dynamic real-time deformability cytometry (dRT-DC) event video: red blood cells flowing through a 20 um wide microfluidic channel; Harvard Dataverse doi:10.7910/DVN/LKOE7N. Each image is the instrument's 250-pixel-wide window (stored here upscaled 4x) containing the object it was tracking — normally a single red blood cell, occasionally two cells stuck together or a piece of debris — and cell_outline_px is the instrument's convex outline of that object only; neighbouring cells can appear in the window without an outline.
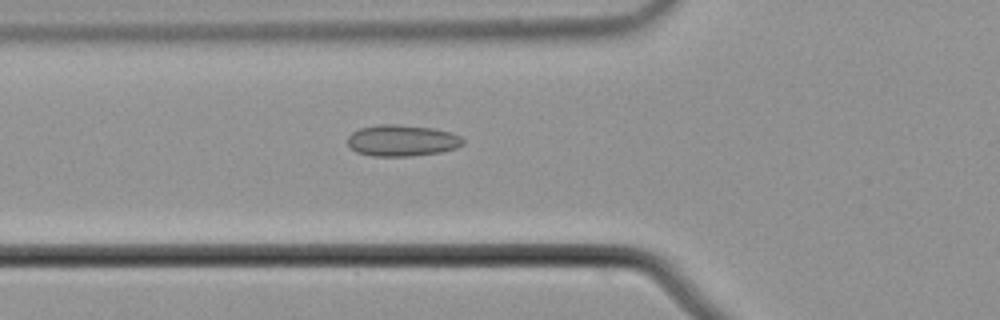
{"species": "common noctule bat (a hibernating species)", "species_latin": "Nyctalus noctula", "temperature_condition": "cold", "stored_images_in_passage": 55, "camera_frame_rate_fps": 3000, "um_per_image_px": 0.085, "animal": {"sex": "male", "body_mass_g": 21.5, "forearm_length_mm": 52.0}, "frame": {"image": 1, "passage_image": 20, "time_ms": 6.333, "image_size_px": [1000, 320], "cell_outline_px": [[464, 144], [456, 148], [440, 152], [412, 156], [372, 156], [356, 152], [348, 144], [348, 136], [352, 132], [360, 128], [376, 124], [396, 124], [432, 128], [452, 132], [460, 136], [464, 140]], "centroid_in_image_um": [34.18, 11.94], "position_along_channel_um": 91.6, "area_um2": 21.21}}
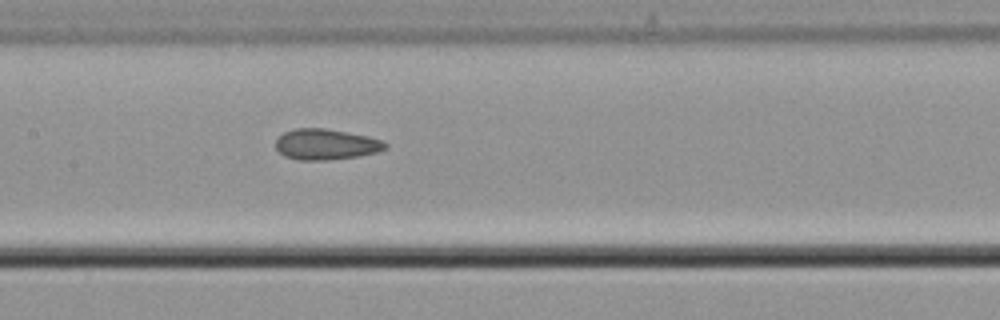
{"frame": {"image": 2, "passage_image": 27, "time_ms": 8.667, "image_size_px": [1000, 320], "cell_outline_px": [[388, 148], [376, 152], [356, 156], [328, 160], [300, 160], [284, 156], [276, 148], [276, 140], [284, 132], [296, 128], [324, 128], [348, 132], [368, 136], [380, 140], [388, 144]], "centroid_in_image_um": [27.7, 12.26], "position_along_channel_um": 179.7, "area_um2": 19.54}}
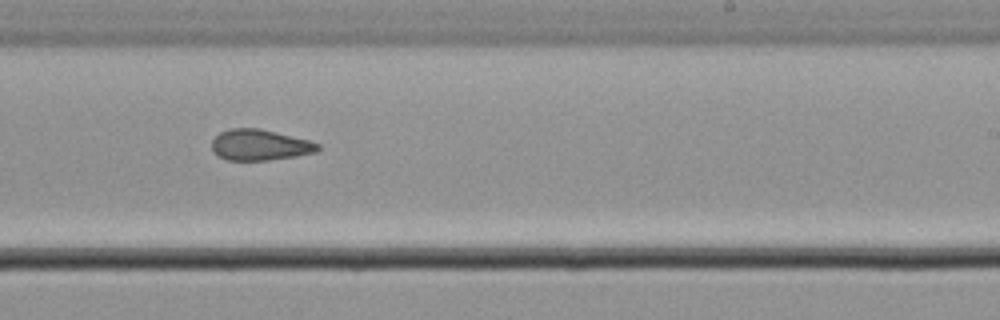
{"frame": {"image": 3, "passage_image": 34, "time_ms": 11.0, "image_size_px": [1000, 320], "cell_outline_px": [[320, 148], [316, 152], [296, 156], [268, 160], [228, 160], [212, 152], [212, 140], [220, 132], [228, 128], [260, 128], [308, 140], [320, 144]], "centroid_in_image_um": [22.07, 12.31], "position_along_channel_um": 266.9, "area_um2": 19.07}, "authors_computed_cell_mechanics": {"area_um2": 19.8832, "velocity_mm_per_s": 3.75, "shape_relaxation_time_tau1_ms": 8.1604, "shape_relaxation_time_tau2_ms": 8.9743, "deformation_change_tau1": 0.0908, "deformation_change_tau2": 0.1759}}